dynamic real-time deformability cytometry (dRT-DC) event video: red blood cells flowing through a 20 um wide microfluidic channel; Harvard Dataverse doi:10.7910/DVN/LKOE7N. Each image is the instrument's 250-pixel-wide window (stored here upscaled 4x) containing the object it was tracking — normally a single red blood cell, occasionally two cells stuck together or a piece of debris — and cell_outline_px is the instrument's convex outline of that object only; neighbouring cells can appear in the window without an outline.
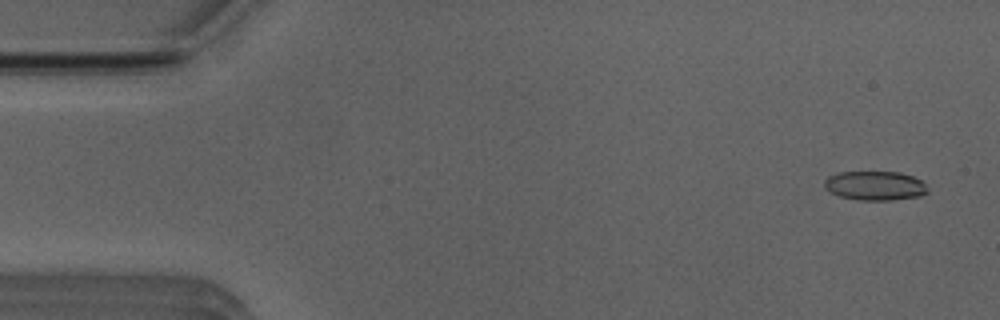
{"species": "Egyptian fruit bat (a non-hibernating species)", "species_latin": "Rousettus aegyptiacus", "temperature_condition": "room temperature", "stored_images_in_passage": 52, "camera_frame_rate_fps": 3000, "um_per_image_px": 0.085, "animal": {"sex": "male"}, "frame": {"image": 1, "passage_image": 3, "time_ms": 0.667, "image_size_px": [1000, 320], "cell_outline_px": [[928, 192], [920, 196], [892, 200], [860, 200], [840, 196], [828, 192], [824, 188], [824, 180], [828, 176], [836, 172], [900, 172], [912, 176], [920, 180], [924, 184]], "centroid_in_image_um": [74.33, 15.78], "position_along_channel_um": 10.7, "area_um2": 17.63}}
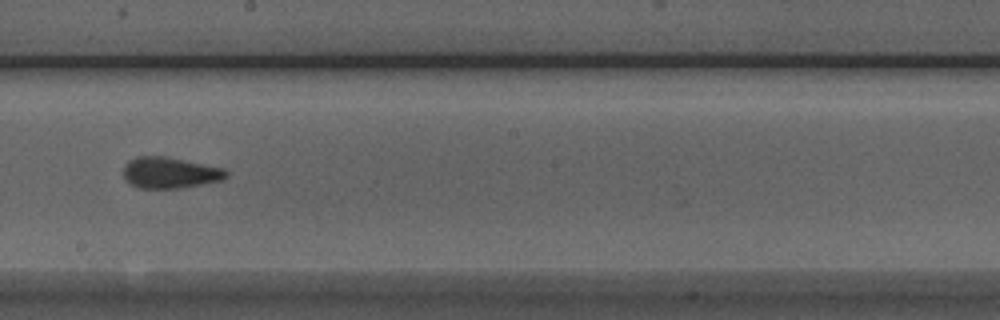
{"frame": {"image": 2, "passage_image": 29, "time_ms": 9.333, "image_size_px": [1000, 320], "cell_outline_px": [[228, 176], [224, 180], [180, 188], [140, 188], [132, 184], [124, 176], [124, 168], [128, 160], [136, 156], [164, 156], [224, 168], [228, 172]], "centroid_in_image_um": [14.48, 14.68], "position_along_channel_um": 233.7, "area_um2": 18.55}}
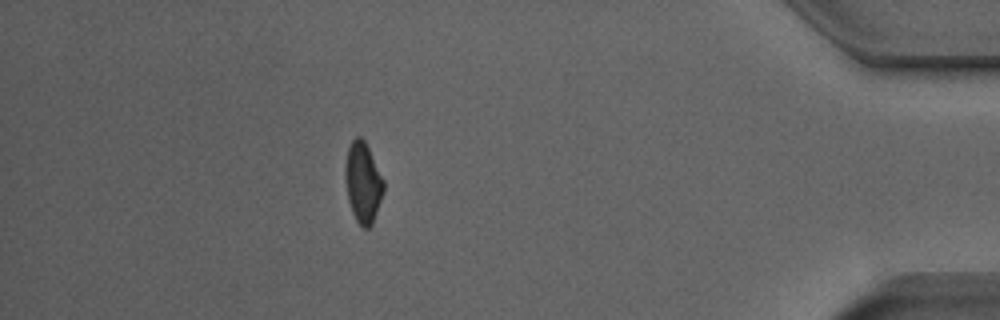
{"frame": {"image": 3, "passage_image": 46, "time_ms": 15.0, "image_size_px": [1000, 320], "cell_outline_px": [[384, 192], [372, 224], [368, 228], [364, 228], [356, 220], [352, 212], [348, 200], [348, 148], [352, 140], [356, 136], [360, 136], [364, 140], [384, 180]], "centroid_in_image_um": [30.91, 15.55], "position_along_channel_um": 404.3, "area_um2": 17.11}, "authors_computed_cell_mechanics": {"area_um2": 18.3226, "velocity_mm_per_s": 3.942, "shape_relaxation_time_tau1_ms": 10.6702, "shape_relaxation_time_tau2_ms": 1.8402, "deformation_change_tau1": 0.211, "deformation_change_tau2": 0.0963}}